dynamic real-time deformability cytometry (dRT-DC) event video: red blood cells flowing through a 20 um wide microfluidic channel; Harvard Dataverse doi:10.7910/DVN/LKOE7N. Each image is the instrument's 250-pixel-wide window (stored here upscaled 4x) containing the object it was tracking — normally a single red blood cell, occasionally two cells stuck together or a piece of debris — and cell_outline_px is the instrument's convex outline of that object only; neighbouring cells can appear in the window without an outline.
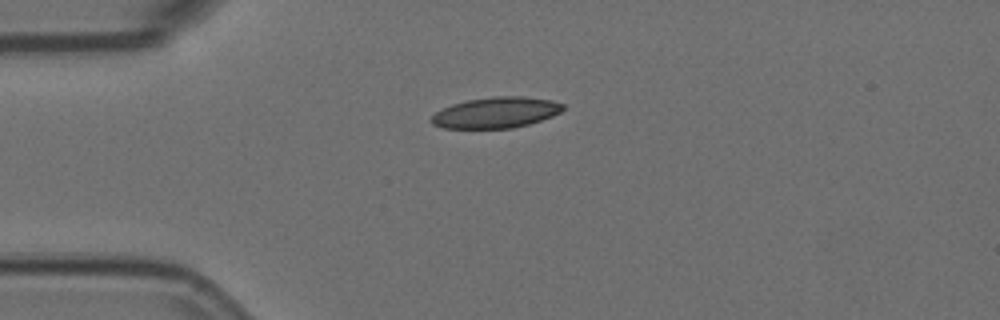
{"species": "Egyptian fruit bat (a non-hibernating species)", "species_latin": "Rousettus aegyptiacus", "temperature_condition": "room temperature", "stored_images_in_passage": 8, "camera_frame_rate_fps": 3000, "um_per_image_px": 0.085, "animal": {"sex": "female"}, "frame": {"image": 1, "passage_image": 1, "time_ms": 0.0, "image_size_px": [1000, 320], "cell_outline_px": [[564, 108], [560, 112], [552, 116], [528, 124], [512, 128], [444, 128], [432, 124], [428, 120], [436, 112], [452, 104], [468, 100], [496, 96], [524, 96], [552, 100], [564, 104]], "centroid_in_image_um": [42.15, 9.57], "position_along_channel_um": 42.8, "area_um2": 23.58}}
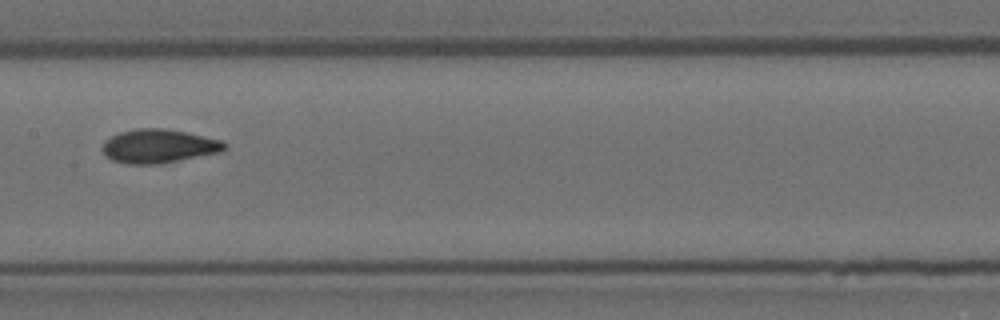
{"frame": {"image": 2, "passage_image": 5, "time_ms": 1.333, "image_size_px": [1000, 320], "cell_outline_px": [[228, 148], [220, 152], [160, 164], [128, 164], [112, 160], [100, 148], [112, 136], [120, 132], [136, 128], [164, 128], [184, 132], [220, 140], [228, 144]], "centroid_in_image_um": [13.51, 12.42], "position_along_channel_um": 193.9, "area_um2": 23.81}}
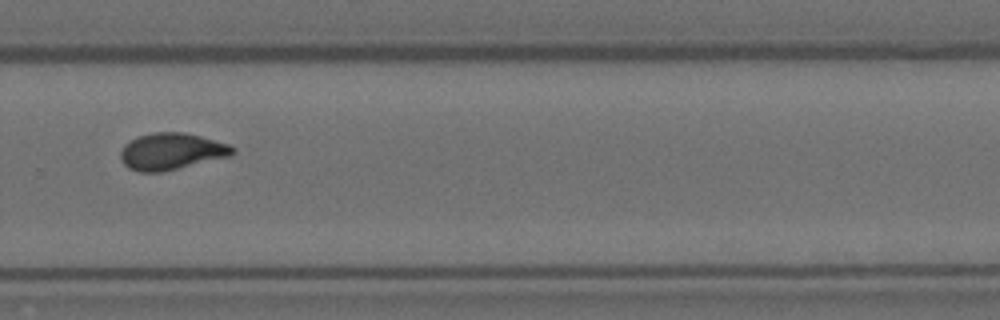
{"frame": {"image": 3, "passage_image": 8, "time_ms": 2.333, "image_size_px": [1000, 320], "cell_outline_px": [[236, 152], [232, 156], [160, 172], [140, 172], [128, 168], [120, 160], [120, 152], [124, 144], [136, 136], [152, 132], [180, 132], [200, 136], [228, 144], [236, 148]], "centroid_in_image_um": [14.56, 12.87], "position_along_channel_um": 315.2, "area_um2": 24.1}}